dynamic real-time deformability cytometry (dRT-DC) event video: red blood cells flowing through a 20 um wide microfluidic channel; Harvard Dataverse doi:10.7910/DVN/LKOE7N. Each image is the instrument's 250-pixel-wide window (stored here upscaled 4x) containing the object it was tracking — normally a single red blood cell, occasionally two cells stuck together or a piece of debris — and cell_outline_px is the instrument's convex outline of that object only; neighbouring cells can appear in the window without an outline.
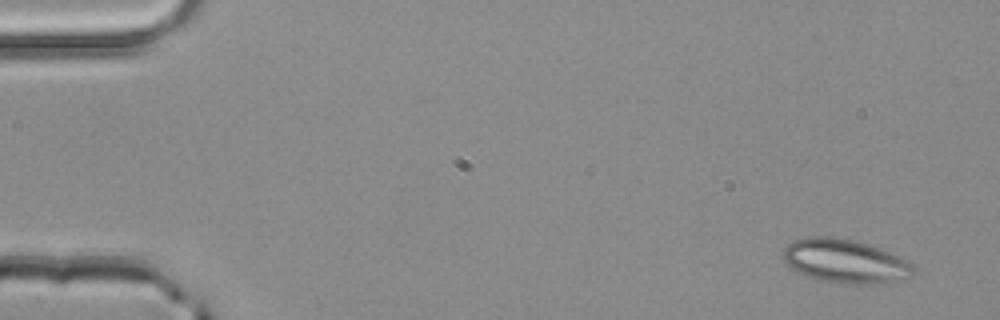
{"species": "common noctule bat (a hibernating species)", "species_latin": "Nyctalus noctula", "temperature_condition": "room temperature", "stored_images_in_passage": 4, "camera_frame_rate_fps": 3000, "um_per_image_px": 0.085, "animal": {"sex": "male", "body_mass_g": 20.4}, "frame": {"image": 1, "passage_image": 1, "time_ms": 0.0, "image_size_px": [1000, 320], "cell_outline_px": [[916, 272], [912, 276], [904, 280], [876, 284], [848, 284], [816, 280], [796, 272], [784, 260], [784, 248], [792, 240], [808, 236], [828, 236], [856, 240], [880, 248], [908, 260], [916, 268]], "centroid_in_image_um": [71.87, 22.21], "position_along_channel_um": 13.1, "area_um2": 33.81}}